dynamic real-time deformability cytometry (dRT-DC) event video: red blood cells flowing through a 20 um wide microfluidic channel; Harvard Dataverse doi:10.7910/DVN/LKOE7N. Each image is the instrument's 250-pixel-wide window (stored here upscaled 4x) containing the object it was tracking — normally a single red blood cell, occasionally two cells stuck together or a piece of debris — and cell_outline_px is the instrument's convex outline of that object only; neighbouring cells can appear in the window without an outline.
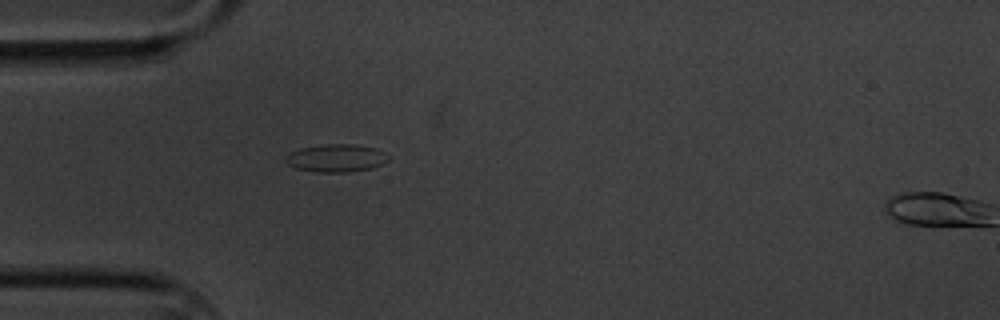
{"species": "common noctule bat (a hibernating species)", "species_latin": "Nyctalus noctula", "temperature_condition": "cold", "stored_images_in_passage": 2, "camera_frame_rate_fps": 3000, "um_per_image_px": 0.085, "animal": {"sex": "male", "body_mass_g": 20.1, "forearm_length_mm": 53.5}, "frame": {"image": 1, "passage_image": 1, "time_ms": 0.0, "image_size_px": [1000, 320], "cell_outline_px": [[388, 160], [372, 168], [348, 172], [316, 172], [296, 168], [288, 164], [284, 160], [284, 156], [288, 152], [300, 148], [324, 144], [352, 144], [376, 148], [384, 152], [388, 156]], "centroid_in_image_um": [28.53, 13.43], "position_along_channel_um": 56.5, "area_um2": 16.7}}